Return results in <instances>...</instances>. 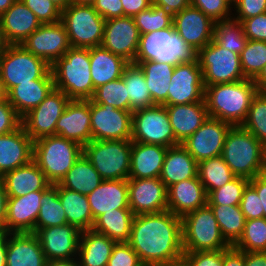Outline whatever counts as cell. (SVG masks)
<instances>
[{"mask_svg": "<svg viewBox=\"0 0 266 266\" xmlns=\"http://www.w3.org/2000/svg\"><path fill=\"white\" fill-rule=\"evenodd\" d=\"M132 140H91L83 146L84 156L103 180H127L131 165Z\"/></svg>", "mask_w": 266, "mask_h": 266, "instance_id": "obj_7", "label": "cell"}, {"mask_svg": "<svg viewBox=\"0 0 266 266\" xmlns=\"http://www.w3.org/2000/svg\"><path fill=\"white\" fill-rule=\"evenodd\" d=\"M87 197L93 220L106 211L129 208L128 179L103 180Z\"/></svg>", "mask_w": 266, "mask_h": 266, "instance_id": "obj_29", "label": "cell"}, {"mask_svg": "<svg viewBox=\"0 0 266 266\" xmlns=\"http://www.w3.org/2000/svg\"><path fill=\"white\" fill-rule=\"evenodd\" d=\"M22 125V118L17 114L7 99L0 101V135L8 134Z\"/></svg>", "mask_w": 266, "mask_h": 266, "instance_id": "obj_57", "label": "cell"}, {"mask_svg": "<svg viewBox=\"0 0 266 266\" xmlns=\"http://www.w3.org/2000/svg\"><path fill=\"white\" fill-rule=\"evenodd\" d=\"M7 197H20L33 191H44L51 183L32 160L28 164L6 172L2 177Z\"/></svg>", "mask_w": 266, "mask_h": 266, "instance_id": "obj_30", "label": "cell"}, {"mask_svg": "<svg viewBox=\"0 0 266 266\" xmlns=\"http://www.w3.org/2000/svg\"><path fill=\"white\" fill-rule=\"evenodd\" d=\"M90 100L97 104H108L116 109L130 111V103L127 99V91L122 78L96 88Z\"/></svg>", "mask_w": 266, "mask_h": 266, "instance_id": "obj_48", "label": "cell"}, {"mask_svg": "<svg viewBox=\"0 0 266 266\" xmlns=\"http://www.w3.org/2000/svg\"><path fill=\"white\" fill-rule=\"evenodd\" d=\"M0 18L9 45L22 44L41 25L36 15L21 0H16Z\"/></svg>", "mask_w": 266, "mask_h": 266, "instance_id": "obj_27", "label": "cell"}, {"mask_svg": "<svg viewBox=\"0 0 266 266\" xmlns=\"http://www.w3.org/2000/svg\"><path fill=\"white\" fill-rule=\"evenodd\" d=\"M81 232L77 227L65 224L35 229L46 260L75 259L78 255Z\"/></svg>", "mask_w": 266, "mask_h": 266, "instance_id": "obj_19", "label": "cell"}, {"mask_svg": "<svg viewBox=\"0 0 266 266\" xmlns=\"http://www.w3.org/2000/svg\"><path fill=\"white\" fill-rule=\"evenodd\" d=\"M5 99H7V92L4 88L3 83L1 82V79H0V101H3Z\"/></svg>", "mask_w": 266, "mask_h": 266, "instance_id": "obj_74", "label": "cell"}, {"mask_svg": "<svg viewBox=\"0 0 266 266\" xmlns=\"http://www.w3.org/2000/svg\"><path fill=\"white\" fill-rule=\"evenodd\" d=\"M55 3L61 10L65 9L69 4H71V0H51Z\"/></svg>", "mask_w": 266, "mask_h": 266, "instance_id": "obj_72", "label": "cell"}, {"mask_svg": "<svg viewBox=\"0 0 266 266\" xmlns=\"http://www.w3.org/2000/svg\"><path fill=\"white\" fill-rule=\"evenodd\" d=\"M67 224V217L58 196V183L49 185L42 194L35 229Z\"/></svg>", "mask_w": 266, "mask_h": 266, "instance_id": "obj_43", "label": "cell"}, {"mask_svg": "<svg viewBox=\"0 0 266 266\" xmlns=\"http://www.w3.org/2000/svg\"><path fill=\"white\" fill-rule=\"evenodd\" d=\"M215 23L191 5L173 15L174 29L197 52L213 40Z\"/></svg>", "mask_w": 266, "mask_h": 266, "instance_id": "obj_21", "label": "cell"}, {"mask_svg": "<svg viewBox=\"0 0 266 266\" xmlns=\"http://www.w3.org/2000/svg\"><path fill=\"white\" fill-rule=\"evenodd\" d=\"M16 0H0V16L15 2Z\"/></svg>", "mask_w": 266, "mask_h": 266, "instance_id": "obj_71", "label": "cell"}, {"mask_svg": "<svg viewBox=\"0 0 266 266\" xmlns=\"http://www.w3.org/2000/svg\"><path fill=\"white\" fill-rule=\"evenodd\" d=\"M205 87L198 59L177 64L168 89V106L204 100Z\"/></svg>", "mask_w": 266, "mask_h": 266, "instance_id": "obj_15", "label": "cell"}, {"mask_svg": "<svg viewBox=\"0 0 266 266\" xmlns=\"http://www.w3.org/2000/svg\"><path fill=\"white\" fill-rule=\"evenodd\" d=\"M135 64L144 72L153 103L168 106V89L175 65L157 61H142Z\"/></svg>", "mask_w": 266, "mask_h": 266, "instance_id": "obj_36", "label": "cell"}, {"mask_svg": "<svg viewBox=\"0 0 266 266\" xmlns=\"http://www.w3.org/2000/svg\"><path fill=\"white\" fill-rule=\"evenodd\" d=\"M152 4L165 8L172 15L191 5L190 0H152Z\"/></svg>", "mask_w": 266, "mask_h": 266, "instance_id": "obj_62", "label": "cell"}, {"mask_svg": "<svg viewBox=\"0 0 266 266\" xmlns=\"http://www.w3.org/2000/svg\"><path fill=\"white\" fill-rule=\"evenodd\" d=\"M133 18L140 35L163 30L173 25V15L155 4H151L148 9L141 11Z\"/></svg>", "mask_w": 266, "mask_h": 266, "instance_id": "obj_49", "label": "cell"}, {"mask_svg": "<svg viewBox=\"0 0 266 266\" xmlns=\"http://www.w3.org/2000/svg\"><path fill=\"white\" fill-rule=\"evenodd\" d=\"M231 5H233L237 0H227Z\"/></svg>", "mask_w": 266, "mask_h": 266, "instance_id": "obj_75", "label": "cell"}, {"mask_svg": "<svg viewBox=\"0 0 266 266\" xmlns=\"http://www.w3.org/2000/svg\"><path fill=\"white\" fill-rule=\"evenodd\" d=\"M95 0H71V4L92 5Z\"/></svg>", "mask_w": 266, "mask_h": 266, "instance_id": "obj_73", "label": "cell"}, {"mask_svg": "<svg viewBox=\"0 0 266 266\" xmlns=\"http://www.w3.org/2000/svg\"><path fill=\"white\" fill-rule=\"evenodd\" d=\"M83 154V147L73 140L51 135L34 141L33 161L51 184H56Z\"/></svg>", "mask_w": 266, "mask_h": 266, "instance_id": "obj_6", "label": "cell"}, {"mask_svg": "<svg viewBox=\"0 0 266 266\" xmlns=\"http://www.w3.org/2000/svg\"><path fill=\"white\" fill-rule=\"evenodd\" d=\"M40 78H53L51 66L30 53L22 44L8 45L0 57V79L6 92L21 83Z\"/></svg>", "mask_w": 266, "mask_h": 266, "instance_id": "obj_9", "label": "cell"}, {"mask_svg": "<svg viewBox=\"0 0 266 266\" xmlns=\"http://www.w3.org/2000/svg\"><path fill=\"white\" fill-rule=\"evenodd\" d=\"M121 78L125 83L131 112L155 105L146 84L144 72L138 64L129 63Z\"/></svg>", "mask_w": 266, "mask_h": 266, "instance_id": "obj_40", "label": "cell"}, {"mask_svg": "<svg viewBox=\"0 0 266 266\" xmlns=\"http://www.w3.org/2000/svg\"><path fill=\"white\" fill-rule=\"evenodd\" d=\"M237 177L253 179L266 172V147L242 126H232L221 155Z\"/></svg>", "mask_w": 266, "mask_h": 266, "instance_id": "obj_3", "label": "cell"}, {"mask_svg": "<svg viewBox=\"0 0 266 266\" xmlns=\"http://www.w3.org/2000/svg\"><path fill=\"white\" fill-rule=\"evenodd\" d=\"M8 42L5 39L3 29H2V24H1V18H0V57L4 54L8 47Z\"/></svg>", "mask_w": 266, "mask_h": 266, "instance_id": "obj_69", "label": "cell"}, {"mask_svg": "<svg viewBox=\"0 0 266 266\" xmlns=\"http://www.w3.org/2000/svg\"><path fill=\"white\" fill-rule=\"evenodd\" d=\"M6 266H45L46 258L34 233H6Z\"/></svg>", "mask_w": 266, "mask_h": 266, "instance_id": "obj_26", "label": "cell"}, {"mask_svg": "<svg viewBox=\"0 0 266 266\" xmlns=\"http://www.w3.org/2000/svg\"><path fill=\"white\" fill-rule=\"evenodd\" d=\"M61 22L71 47L91 48L101 45L106 20L92 5L69 4L61 11Z\"/></svg>", "mask_w": 266, "mask_h": 266, "instance_id": "obj_10", "label": "cell"}, {"mask_svg": "<svg viewBox=\"0 0 266 266\" xmlns=\"http://www.w3.org/2000/svg\"><path fill=\"white\" fill-rule=\"evenodd\" d=\"M213 40L221 47L240 55L248 39L241 23L230 19L215 23Z\"/></svg>", "mask_w": 266, "mask_h": 266, "instance_id": "obj_44", "label": "cell"}, {"mask_svg": "<svg viewBox=\"0 0 266 266\" xmlns=\"http://www.w3.org/2000/svg\"><path fill=\"white\" fill-rule=\"evenodd\" d=\"M22 45L30 53L45 60L50 66L71 48L68 34L61 21L41 24Z\"/></svg>", "mask_w": 266, "mask_h": 266, "instance_id": "obj_16", "label": "cell"}, {"mask_svg": "<svg viewBox=\"0 0 266 266\" xmlns=\"http://www.w3.org/2000/svg\"><path fill=\"white\" fill-rule=\"evenodd\" d=\"M189 266H223V249L216 251L184 252Z\"/></svg>", "mask_w": 266, "mask_h": 266, "instance_id": "obj_56", "label": "cell"}, {"mask_svg": "<svg viewBox=\"0 0 266 266\" xmlns=\"http://www.w3.org/2000/svg\"><path fill=\"white\" fill-rule=\"evenodd\" d=\"M92 140H128L132 134V112L90 100Z\"/></svg>", "mask_w": 266, "mask_h": 266, "instance_id": "obj_14", "label": "cell"}, {"mask_svg": "<svg viewBox=\"0 0 266 266\" xmlns=\"http://www.w3.org/2000/svg\"><path fill=\"white\" fill-rule=\"evenodd\" d=\"M124 10V16L134 17L143 10L148 9L152 0H121Z\"/></svg>", "mask_w": 266, "mask_h": 266, "instance_id": "obj_60", "label": "cell"}, {"mask_svg": "<svg viewBox=\"0 0 266 266\" xmlns=\"http://www.w3.org/2000/svg\"><path fill=\"white\" fill-rule=\"evenodd\" d=\"M43 191H33L20 197H7L5 232L33 233L41 207Z\"/></svg>", "mask_w": 266, "mask_h": 266, "instance_id": "obj_22", "label": "cell"}, {"mask_svg": "<svg viewBox=\"0 0 266 266\" xmlns=\"http://www.w3.org/2000/svg\"><path fill=\"white\" fill-rule=\"evenodd\" d=\"M167 147L132 141L129 178H158L161 174Z\"/></svg>", "mask_w": 266, "mask_h": 266, "instance_id": "obj_31", "label": "cell"}, {"mask_svg": "<svg viewBox=\"0 0 266 266\" xmlns=\"http://www.w3.org/2000/svg\"><path fill=\"white\" fill-rule=\"evenodd\" d=\"M45 266H78V261H77V258H75V259L47 260Z\"/></svg>", "mask_w": 266, "mask_h": 266, "instance_id": "obj_67", "label": "cell"}, {"mask_svg": "<svg viewBox=\"0 0 266 266\" xmlns=\"http://www.w3.org/2000/svg\"><path fill=\"white\" fill-rule=\"evenodd\" d=\"M107 266H144L138 254L127 242H118L112 250Z\"/></svg>", "mask_w": 266, "mask_h": 266, "instance_id": "obj_54", "label": "cell"}, {"mask_svg": "<svg viewBox=\"0 0 266 266\" xmlns=\"http://www.w3.org/2000/svg\"><path fill=\"white\" fill-rule=\"evenodd\" d=\"M249 183L255 188L260 198V202L263 206L264 218H266V172L250 179Z\"/></svg>", "mask_w": 266, "mask_h": 266, "instance_id": "obj_63", "label": "cell"}, {"mask_svg": "<svg viewBox=\"0 0 266 266\" xmlns=\"http://www.w3.org/2000/svg\"><path fill=\"white\" fill-rule=\"evenodd\" d=\"M54 88L71 100H90L94 94L89 48L71 47L53 65Z\"/></svg>", "mask_w": 266, "mask_h": 266, "instance_id": "obj_4", "label": "cell"}, {"mask_svg": "<svg viewBox=\"0 0 266 266\" xmlns=\"http://www.w3.org/2000/svg\"><path fill=\"white\" fill-rule=\"evenodd\" d=\"M241 126L266 147V93L257 92Z\"/></svg>", "mask_w": 266, "mask_h": 266, "instance_id": "obj_47", "label": "cell"}, {"mask_svg": "<svg viewBox=\"0 0 266 266\" xmlns=\"http://www.w3.org/2000/svg\"><path fill=\"white\" fill-rule=\"evenodd\" d=\"M248 40L266 42V12L240 22Z\"/></svg>", "mask_w": 266, "mask_h": 266, "instance_id": "obj_58", "label": "cell"}, {"mask_svg": "<svg viewBox=\"0 0 266 266\" xmlns=\"http://www.w3.org/2000/svg\"><path fill=\"white\" fill-rule=\"evenodd\" d=\"M117 242L92 229L82 231L78 249V266H107Z\"/></svg>", "mask_w": 266, "mask_h": 266, "instance_id": "obj_35", "label": "cell"}, {"mask_svg": "<svg viewBox=\"0 0 266 266\" xmlns=\"http://www.w3.org/2000/svg\"><path fill=\"white\" fill-rule=\"evenodd\" d=\"M140 33L133 17L123 16L106 20L101 46L129 63H134Z\"/></svg>", "mask_w": 266, "mask_h": 266, "instance_id": "obj_18", "label": "cell"}, {"mask_svg": "<svg viewBox=\"0 0 266 266\" xmlns=\"http://www.w3.org/2000/svg\"><path fill=\"white\" fill-rule=\"evenodd\" d=\"M58 196L67 217V223L80 231L92 229L94 220L87 195L61 187L58 184Z\"/></svg>", "mask_w": 266, "mask_h": 266, "instance_id": "obj_37", "label": "cell"}, {"mask_svg": "<svg viewBox=\"0 0 266 266\" xmlns=\"http://www.w3.org/2000/svg\"><path fill=\"white\" fill-rule=\"evenodd\" d=\"M54 88V78H40L21 83L7 93V100L22 118L43 102Z\"/></svg>", "mask_w": 266, "mask_h": 266, "instance_id": "obj_32", "label": "cell"}, {"mask_svg": "<svg viewBox=\"0 0 266 266\" xmlns=\"http://www.w3.org/2000/svg\"><path fill=\"white\" fill-rule=\"evenodd\" d=\"M37 17L41 24L61 21V9L51 0H21Z\"/></svg>", "mask_w": 266, "mask_h": 266, "instance_id": "obj_52", "label": "cell"}, {"mask_svg": "<svg viewBox=\"0 0 266 266\" xmlns=\"http://www.w3.org/2000/svg\"><path fill=\"white\" fill-rule=\"evenodd\" d=\"M127 243L144 266L177 260L184 253L182 218L168 210L135 215Z\"/></svg>", "mask_w": 266, "mask_h": 266, "instance_id": "obj_1", "label": "cell"}, {"mask_svg": "<svg viewBox=\"0 0 266 266\" xmlns=\"http://www.w3.org/2000/svg\"><path fill=\"white\" fill-rule=\"evenodd\" d=\"M131 140L165 147L176 145L169 115L164 105H153L132 112Z\"/></svg>", "mask_w": 266, "mask_h": 266, "instance_id": "obj_12", "label": "cell"}, {"mask_svg": "<svg viewBox=\"0 0 266 266\" xmlns=\"http://www.w3.org/2000/svg\"><path fill=\"white\" fill-rule=\"evenodd\" d=\"M240 208L246 220L264 218L263 206L260 202V198L255 188L250 183L247 184L243 191Z\"/></svg>", "mask_w": 266, "mask_h": 266, "instance_id": "obj_53", "label": "cell"}, {"mask_svg": "<svg viewBox=\"0 0 266 266\" xmlns=\"http://www.w3.org/2000/svg\"><path fill=\"white\" fill-rule=\"evenodd\" d=\"M197 59V51L188 45L174 26L140 35L134 63L157 61L177 65Z\"/></svg>", "mask_w": 266, "mask_h": 266, "instance_id": "obj_5", "label": "cell"}, {"mask_svg": "<svg viewBox=\"0 0 266 266\" xmlns=\"http://www.w3.org/2000/svg\"><path fill=\"white\" fill-rule=\"evenodd\" d=\"M154 266H189L187 261L181 257L177 260L170 261V262H165V263H160Z\"/></svg>", "mask_w": 266, "mask_h": 266, "instance_id": "obj_70", "label": "cell"}, {"mask_svg": "<svg viewBox=\"0 0 266 266\" xmlns=\"http://www.w3.org/2000/svg\"><path fill=\"white\" fill-rule=\"evenodd\" d=\"M198 163L182 144L167 148L159 178L166 188L197 176Z\"/></svg>", "mask_w": 266, "mask_h": 266, "instance_id": "obj_33", "label": "cell"}, {"mask_svg": "<svg viewBox=\"0 0 266 266\" xmlns=\"http://www.w3.org/2000/svg\"><path fill=\"white\" fill-rule=\"evenodd\" d=\"M71 99L53 88L41 104L22 117V126L33 141L56 135V123Z\"/></svg>", "mask_w": 266, "mask_h": 266, "instance_id": "obj_13", "label": "cell"}, {"mask_svg": "<svg viewBox=\"0 0 266 266\" xmlns=\"http://www.w3.org/2000/svg\"><path fill=\"white\" fill-rule=\"evenodd\" d=\"M129 208L134 215L167 210V188L158 178H128Z\"/></svg>", "mask_w": 266, "mask_h": 266, "instance_id": "obj_20", "label": "cell"}, {"mask_svg": "<svg viewBox=\"0 0 266 266\" xmlns=\"http://www.w3.org/2000/svg\"><path fill=\"white\" fill-rule=\"evenodd\" d=\"M240 61L245 78L254 80L266 64V42L247 40Z\"/></svg>", "mask_w": 266, "mask_h": 266, "instance_id": "obj_46", "label": "cell"}, {"mask_svg": "<svg viewBox=\"0 0 266 266\" xmlns=\"http://www.w3.org/2000/svg\"><path fill=\"white\" fill-rule=\"evenodd\" d=\"M223 266H245L244 252L233 246L223 249Z\"/></svg>", "mask_w": 266, "mask_h": 266, "instance_id": "obj_61", "label": "cell"}, {"mask_svg": "<svg viewBox=\"0 0 266 266\" xmlns=\"http://www.w3.org/2000/svg\"><path fill=\"white\" fill-rule=\"evenodd\" d=\"M206 204L207 194L198 175L167 188V210L176 216L182 218Z\"/></svg>", "mask_w": 266, "mask_h": 266, "instance_id": "obj_25", "label": "cell"}, {"mask_svg": "<svg viewBox=\"0 0 266 266\" xmlns=\"http://www.w3.org/2000/svg\"><path fill=\"white\" fill-rule=\"evenodd\" d=\"M229 247L208 204L182 217L183 252L216 251Z\"/></svg>", "mask_w": 266, "mask_h": 266, "instance_id": "obj_8", "label": "cell"}, {"mask_svg": "<svg viewBox=\"0 0 266 266\" xmlns=\"http://www.w3.org/2000/svg\"><path fill=\"white\" fill-rule=\"evenodd\" d=\"M236 11L232 19L241 22L245 19L263 14L266 12V0H237L233 5Z\"/></svg>", "mask_w": 266, "mask_h": 266, "instance_id": "obj_55", "label": "cell"}, {"mask_svg": "<svg viewBox=\"0 0 266 266\" xmlns=\"http://www.w3.org/2000/svg\"><path fill=\"white\" fill-rule=\"evenodd\" d=\"M165 107L176 138V145L182 144L209 118L205 100Z\"/></svg>", "mask_w": 266, "mask_h": 266, "instance_id": "obj_28", "label": "cell"}, {"mask_svg": "<svg viewBox=\"0 0 266 266\" xmlns=\"http://www.w3.org/2000/svg\"><path fill=\"white\" fill-rule=\"evenodd\" d=\"M204 87L246 79L240 55L221 47L214 40L197 52Z\"/></svg>", "mask_w": 266, "mask_h": 266, "instance_id": "obj_11", "label": "cell"}, {"mask_svg": "<svg viewBox=\"0 0 266 266\" xmlns=\"http://www.w3.org/2000/svg\"><path fill=\"white\" fill-rule=\"evenodd\" d=\"M92 6L105 20L124 16L121 0H95Z\"/></svg>", "mask_w": 266, "mask_h": 266, "instance_id": "obj_59", "label": "cell"}, {"mask_svg": "<svg viewBox=\"0 0 266 266\" xmlns=\"http://www.w3.org/2000/svg\"><path fill=\"white\" fill-rule=\"evenodd\" d=\"M190 4L216 23L232 19V5L227 0H190Z\"/></svg>", "mask_w": 266, "mask_h": 266, "instance_id": "obj_51", "label": "cell"}, {"mask_svg": "<svg viewBox=\"0 0 266 266\" xmlns=\"http://www.w3.org/2000/svg\"><path fill=\"white\" fill-rule=\"evenodd\" d=\"M233 247L243 252H266V218L246 220L243 233Z\"/></svg>", "mask_w": 266, "mask_h": 266, "instance_id": "obj_45", "label": "cell"}, {"mask_svg": "<svg viewBox=\"0 0 266 266\" xmlns=\"http://www.w3.org/2000/svg\"><path fill=\"white\" fill-rule=\"evenodd\" d=\"M56 135L85 146L92 140L90 100H70L56 123Z\"/></svg>", "mask_w": 266, "mask_h": 266, "instance_id": "obj_23", "label": "cell"}, {"mask_svg": "<svg viewBox=\"0 0 266 266\" xmlns=\"http://www.w3.org/2000/svg\"><path fill=\"white\" fill-rule=\"evenodd\" d=\"M197 175L204 186L206 194L224 186L237 177L225 163L222 156L199 162Z\"/></svg>", "mask_w": 266, "mask_h": 266, "instance_id": "obj_42", "label": "cell"}, {"mask_svg": "<svg viewBox=\"0 0 266 266\" xmlns=\"http://www.w3.org/2000/svg\"><path fill=\"white\" fill-rule=\"evenodd\" d=\"M249 179L236 177L231 182L207 194L208 205H240L242 194Z\"/></svg>", "mask_w": 266, "mask_h": 266, "instance_id": "obj_50", "label": "cell"}, {"mask_svg": "<svg viewBox=\"0 0 266 266\" xmlns=\"http://www.w3.org/2000/svg\"><path fill=\"white\" fill-rule=\"evenodd\" d=\"M7 194L4 184L0 178V232H5Z\"/></svg>", "mask_w": 266, "mask_h": 266, "instance_id": "obj_65", "label": "cell"}, {"mask_svg": "<svg viewBox=\"0 0 266 266\" xmlns=\"http://www.w3.org/2000/svg\"><path fill=\"white\" fill-rule=\"evenodd\" d=\"M33 145L34 141L22 125L11 133L0 135V178L32 161Z\"/></svg>", "mask_w": 266, "mask_h": 266, "instance_id": "obj_24", "label": "cell"}, {"mask_svg": "<svg viewBox=\"0 0 266 266\" xmlns=\"http://www.w3.org/2000/svg\"><path fill=\"white\" fill-rule=\"evenodd\" d=\"M253 81L257 86L258 92L266 93V64Z\"/></svg>", "mask_w": 266, "mask_h": 266, "instance_id": "obj_66", "label": "cell"}, {"mask_svg": "<svg viewBox=\"0 0 266 266\" xmlns=\"http://www.w3.org/2000/svg\"><path fill=\"white\" fill-rule=\"evenodd\" d=\"M257 92L252 79L206 86L204 100L208 115L232 126H241Z\"/></svg>", "mask_w": 266, "mask_h": 266, "instance_id": "obj_2", "label": "cell"}, {"mask_svg": "<svg viewBox=\"0 0 266 266\" xmlns=\"http://www.w3.org/2000/svg\"><path fill=\"white\" fill-rule=\"evenodd\" d=\"M89 57L94 89L120 79L125 67L129 64L127 60L113 54L101 45L89 48Z\"/></svg>", "mask_w": 266, "mask_h": 266, "instance_id": "obj_34", "label": "cell"}, {"mask_svg": "<svg viewBox=\"0 0 266 266\" xmlns=\"http://www.w3.org/2000/svg\"><path fill=\"white\" fill-rule=\"evenodd\" d=\"M135 215L130 208L104 212L93 223L92 230L118 242H128Z\"/></svg>", "mask_w": 266, "mask_h": 266, "instance_id": "obj_38", "label": "cell"}, {"mask_svg": "<svg viewBox=\"0 0 266 266\" xmlns=\"http://www.w3.org/2000/svg\"><path fill=\"white\" fill-rule=\"evenodd\" d=\"M232 125L209 117L182 145L197 163L222 155L226 136Z\"/></svg>", "mask_w": 266, "mask_h": 266, "instance_id": "obj_17", "label": "cell"}, {"mask_svg": "<svg viewBox=\"0 0 266 266\" xmlns=\"http://www.w3.org/2000/svg\"><path fill=\"white\" fill-rule=\"evenodd\" d=\"M225 241L233 246L243 233L246 218L240 205H209Z\"/></svg>", "mask_w": 266, "mask_h": 266, "instance_id": "obj_41", "label": "cell"}, {"mask_svg": "<svg viewBox=\"0 0 266 266\" xmlns=\"http://www.w3.org/2000/svg\"><path fill=\"white\" fill-rule=\"evenodd\" d=\"M245 266H266V252H244Z\"/></svg>", "mask_w": 266, "mask_h": 266, "instance_id": "obj_64", "label": "cell"}, {"mask_svg": "<svg viewBox=\"0 0 266 266\" xmlns=\"http://www.w3.org/2000/svg\"><path fill=\"white\" fill-rule=\"evenodd\" d=\"M6 232H0V266H6Z\"/></svg>", "mask_w": 266, "mask_h": 266, "instance_id": "obj_68", "label": "cell"}, {"mask_svg": "<svg viewBox=\"0 0 266 266\" xmlns=\"http://www.w3.org/2000/svg\"><path fill=\"white\" fill-rule=\"evenodd\" d=\"M103 179L91 162L81 154L73 167L58 183L61 187L88 195L97 188Z\"/></svg>", "mask_w": 266, "mask_h": 266, "instance_id": "obj_39", "label": "cell"}]
</instances>
